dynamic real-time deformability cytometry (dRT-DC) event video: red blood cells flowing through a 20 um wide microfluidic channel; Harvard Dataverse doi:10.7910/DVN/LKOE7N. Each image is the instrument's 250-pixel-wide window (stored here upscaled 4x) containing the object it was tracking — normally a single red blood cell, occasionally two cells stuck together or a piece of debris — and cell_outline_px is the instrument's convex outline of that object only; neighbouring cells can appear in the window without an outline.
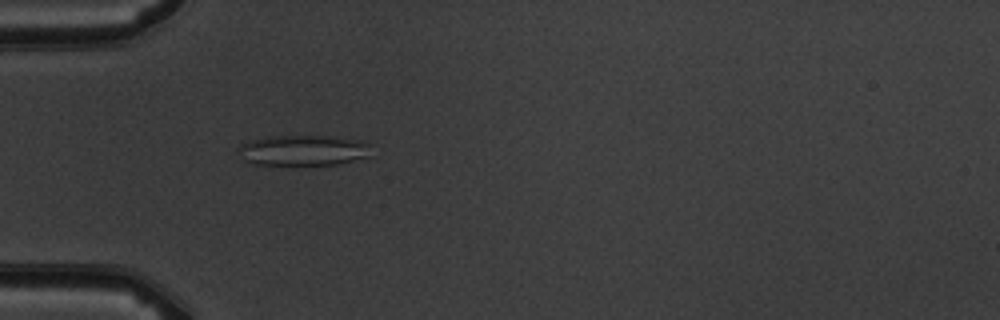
{"species": "common noctule bat (a hibernating species)", "species_latin": "Nyctalus noctula", "temperature_condition": "warm", "stored_images_in_passage": 3, "camera_frame_rate_fps": 3000, "um_per_image_px": 0.085, "animal": {"sex": "male", "body_mass_g": 19.5, "forearm_length_mm": 54.6}, "frame": {"image": 1, "passage_image": 3, "time_ms": 2.333, "image_size_px": [1000, 320], "cell_outline_px": [[372, 156], [336, 164], [252, 164], [244, 160], [236, 148], [240, 144], [252, 140], [268, 136], [336, 136], [364, 140], [372, 144]], "centroid_in_image_um": [25.85, 12.76], "position_along_channel_um": 59.1, "area_um2": 23.99}}